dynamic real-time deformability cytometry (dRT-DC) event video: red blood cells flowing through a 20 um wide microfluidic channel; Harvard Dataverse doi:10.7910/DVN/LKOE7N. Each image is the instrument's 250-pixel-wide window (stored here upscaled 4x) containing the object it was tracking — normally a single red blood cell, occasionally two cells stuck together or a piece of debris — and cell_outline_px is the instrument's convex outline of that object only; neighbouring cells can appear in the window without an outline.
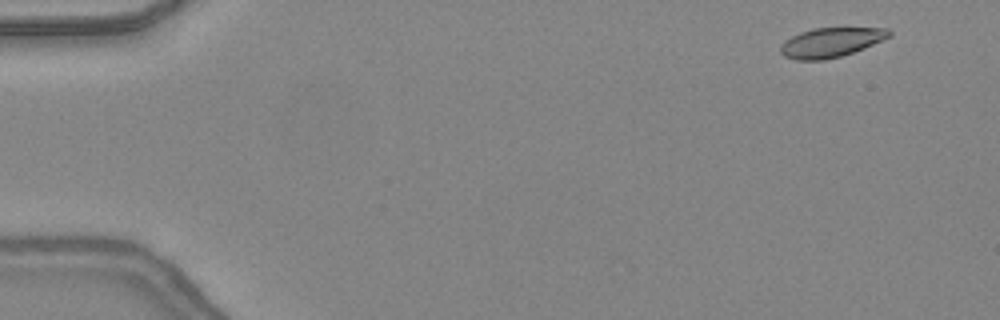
{"species": "common noctule bat (a hibernating species)", "species_latin": "Nyctalus noctula", "temperature_condition": "warm", "stored_images_in_passage": 45, "camera_frame_rate_fps": 3000, "um_per_image_px": 0.085, "animal": {"sex": "female", "body_mass_g": 24.6, "forearm_length_mm": 56.2}, "frame": {"image": 1, "passage_image": 1, "time_ms": 0.0, "image_size_px": [1000, 320], "cell_outline_px": [[892, 36], [864, 48], [840, 56], [824, 60], [796, 60], [784, 56], [780, 52], [780, 44], [784, 40], [800, 32], [816, 28], [888, 28], [892, 32]], "centroid_in_image_um": [70.61, 3.6], "position_along_channel_um": 14.4, "area_um2": 18.67}}
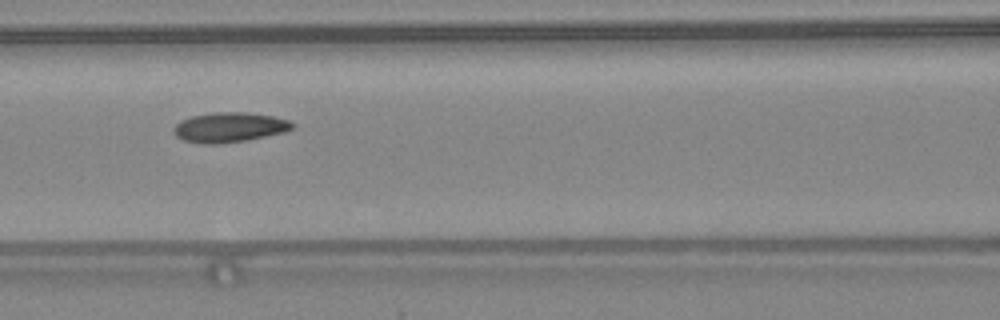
{"frame": {"image": 2, "passage_image": 19, "time_ms": 6.0, "image_size_px": [1000, 320], "cell_outline_px": [[296, 124], [292, 128], [284, 132], [248, 140], [220, 144], [200, 144], [184, 140], [176, 136], [172, 132], [172, 128], [180, 120], [192, 116], [212, 112], [244, 112], [272, 116], [288, 120]], "centroid_in_image_um": [19.46, 10.83], "position_along_channel_um": 147.1, "area_um2": 20.81}}
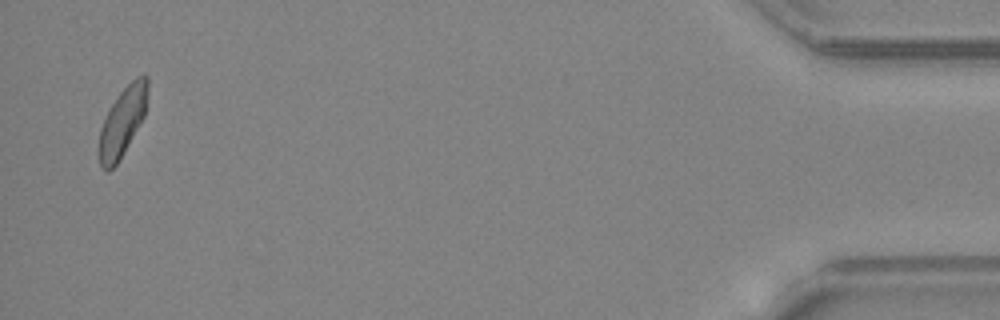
{"frame": {"image": 3, "passage_image": 44, "time_ms": 14.333, "image_size_px": [1000, 320], "cell_outline_px": [[148, 92], [144, 116], [120, 160], [108, 172], [100, 164], [96, 148], [100, 128], [112, 104], [120, 92], [136, 76], [144, 72], [148, 76]], "centroid_in_image_um": [10.4, 10.35], "position_along_channel_um": 424.8, "area_um2": 19.71}, "authors_computed_cell_mechanics": {"area_um2": 19.7098, "velocity_mm_per_s": 4.3554, "shape_relaxation_time_tau1_ms": 4.1028, "shape_relaxation_time_tau2_ms": 3.0489, "deformation_change_tau1": 0.112, "deformation_change_tau2": 0.0952}}